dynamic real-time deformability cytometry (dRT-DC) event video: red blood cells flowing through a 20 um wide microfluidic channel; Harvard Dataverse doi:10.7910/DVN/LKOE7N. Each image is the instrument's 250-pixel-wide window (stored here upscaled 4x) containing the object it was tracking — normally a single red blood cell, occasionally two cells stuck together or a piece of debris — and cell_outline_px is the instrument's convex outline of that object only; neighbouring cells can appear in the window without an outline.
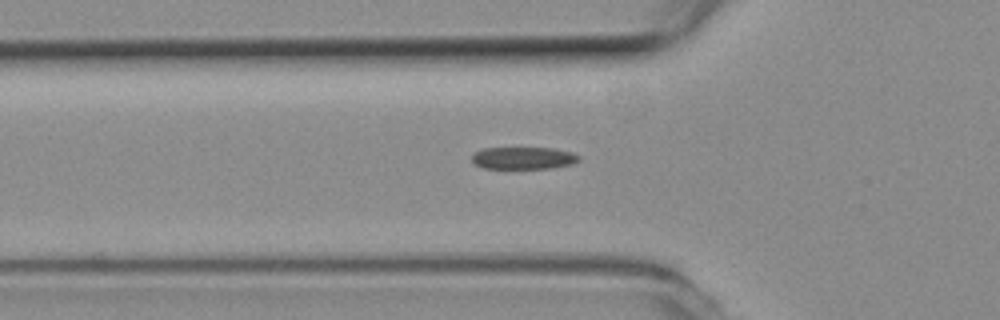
{"species": "common noctule bat (a hibernating species)", "species_latin": "Nyctalus noctula", "temperature_condition": "room temperature", "stored_images_in_passage": 24, "camera_frame_rate_fps": 3000, "um_per_image_px": 0.085, "animal": {"sex": "female", "body_mass_g": 19.3, "forearm_length_mm": 54.1}, "frame": {"image": 1, "passage_image": 4, "time_ms": 1.0, "image_size_px": [1000, 320], "cell_outline_px": [[580, 160], [572, 164], [552, 168], [484, 168], [472, 164], [472, 156], [476, 152], [484, 148], [552, 148], [572, 152], [580, 156]], "centroid_in_image_um": [44.5, 13.43], "position_along_channel_um": 81.3, "area_um2": 13.87}}
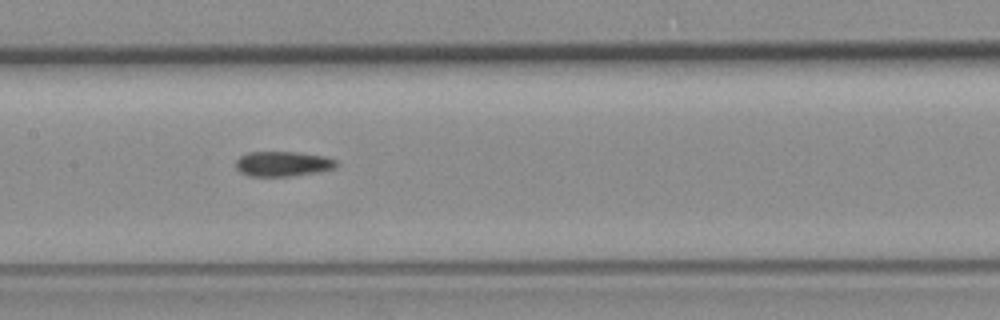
{"frame": {"image": 2, "passage_image": 12, "time_ms": 3.667, "image_size_px": [1000, 320], "cell_outline_px": [[340, 164], [336, 168], [320, 172], [292, 176], [248, 176], [240, 172], [236, 168], [236, 160], [240, 156], [248, 152], [296, 152], [324, 156], [336, 160]], "centroid_in_image_um": [24.07, 13.93], "position_along_channel_um": 183.3, "area_um2": 14.85}}
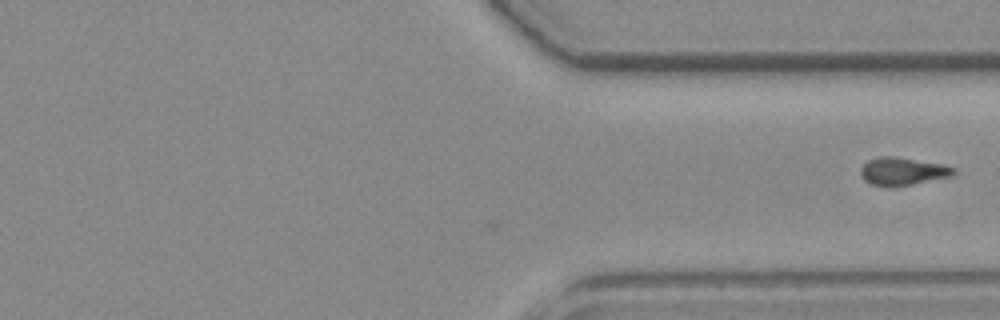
{"frame": {"image": 3, "passage_image": 24, "time_ms": 7.667, "image_size_px": [1000, 320], "cell_outline_px": [[956, 172], [952, 176], [892, 188], [872, 184], [864, 180], [860, 176], [860, 168], [868, 160], [880, 156], [892, 156], [944, 164], [956, 168]], "centroid_in_image_um": [76.72, 14.57], "position_along_channel_um": 334.7, "area_um2": 15.26}}